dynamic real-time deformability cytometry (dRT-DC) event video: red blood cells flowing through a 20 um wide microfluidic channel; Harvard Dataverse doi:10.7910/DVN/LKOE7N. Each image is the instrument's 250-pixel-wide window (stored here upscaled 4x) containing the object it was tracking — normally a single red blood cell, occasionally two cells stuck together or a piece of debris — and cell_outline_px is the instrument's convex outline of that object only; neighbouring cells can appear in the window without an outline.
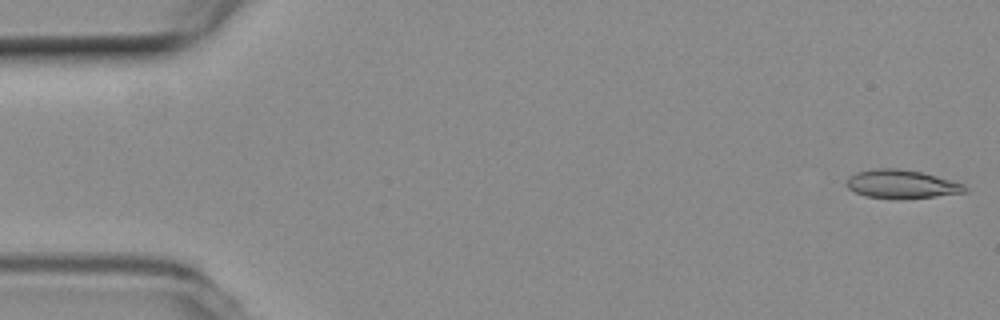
{"species": "common noctule bat (a hibernating species)", "species_latin": "Nyctalus noctula", "temperature_condition": "room temperature", "stored_images_in_passage": 12, "camera_frame_rate_fps": 3000, "um_per_image_px": 0.085, "animal": {"sex": "female", "body_mass_g": 19.3, "forearm_length_mm": 54.1}, "frame": {"image": 1, "passage_image": 1, "time_ms": 0.0, "image_size_px": [1000, 320], "cell_outline_px": [[968, 192], [936, 196], [864, 196], [848, 188], [844, 184], [848, 176], [856, 172], [876, 168], [900, 168], [924, 172], [952, 180], [964, 184], [968, 188]], "centroid_in_image_um": [76.64, 15.59], "position_along_channel_um": 8.4, "area_um2": 19.19}}